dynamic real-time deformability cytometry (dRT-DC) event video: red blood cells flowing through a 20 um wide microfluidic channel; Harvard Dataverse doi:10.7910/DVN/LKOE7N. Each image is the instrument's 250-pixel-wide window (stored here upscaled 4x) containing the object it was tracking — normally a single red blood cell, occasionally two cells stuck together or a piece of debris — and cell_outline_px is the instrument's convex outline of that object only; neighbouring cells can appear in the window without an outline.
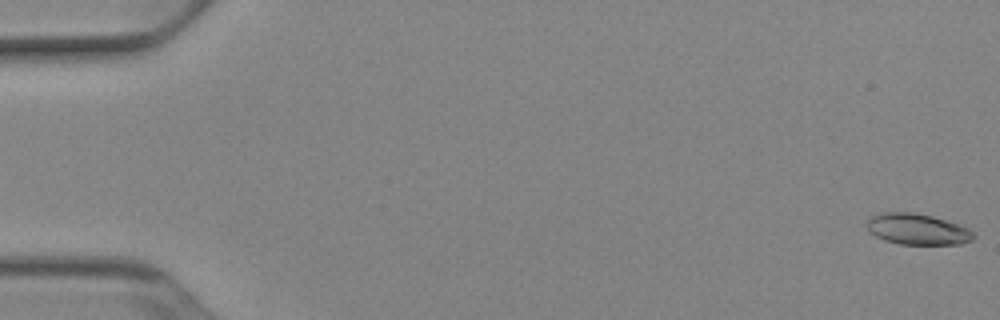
{"species": "Egyptian fruit bat (a non-hibernating species)", "species_latin": "Rousettus aegyptiacus", "temperature_condition": "cold", "stored_images_in_passage": 52, "camera_frame_rate_fps": 3000, "um_per_image_px": 0.085, "animal": {"sex": "female"}, "frame": {"image": 1, "passage_image": 1, "time_ms": 0.0, "image_size_px": [1000, 320], "cell_outline_px": [[976, 236], [972, 240], [960, 244], [900, 244], [884, 240], [868, 232], [868, 220], [872, 216], [884, 212], [912, 212], [932, 216], [968, 228]], "centroid_in_image_um": [77.97, 19.49], "position_along_channel_um": 7.0, "area_um2": 19.07}}
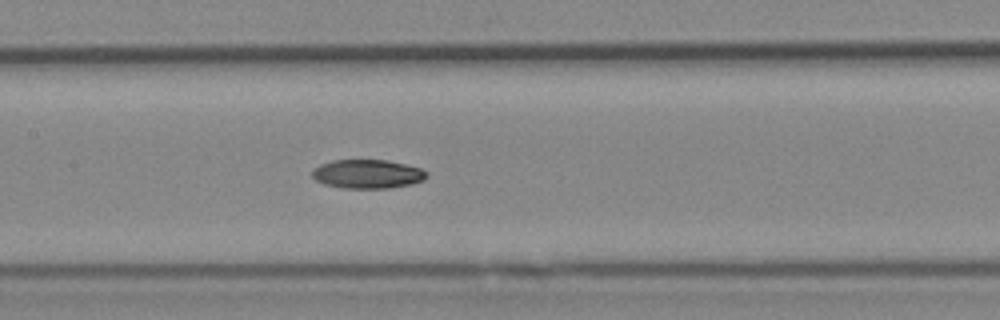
{"frame": {"image": 2, "passage_image": 26, "time_ms": 8.333, "image_size_px": [1000, 320], "cell_outline_px": [[428, 176], [424, 180], [412, 184], [388, 188], [344, 188], [324, 184], [316, 180], [312, 176], [312, 168], [320, 164], [332, 160], [388, 160], [420, 168], [428, 172]], "centroid_in_image_um": [31.23, 14.79], "position_along_channel_um": 176.2, "area_um2": 19.36}}
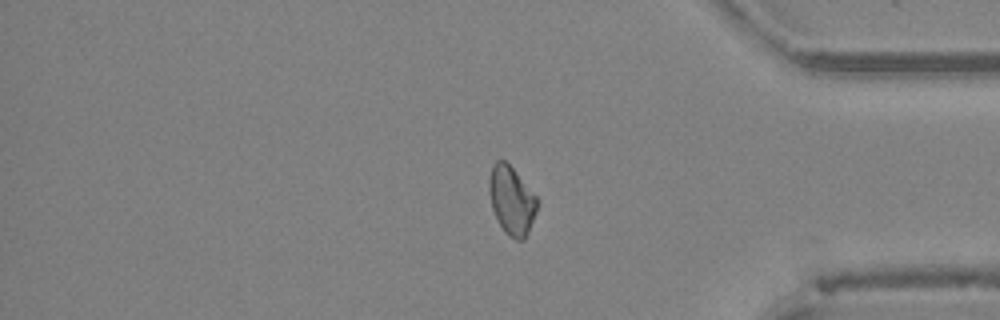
{"frame": {"image": 3, "passage_image": 44, "time_ms": 14.333, "image_size_px": [1000, 320], "cell_outline_px": [[540, 200], [536, 212], [528, 232], [524, 240], [516, 240], [508, 236], [504, 232], [492, 208], [488, 192], [488, 180], [492, 164], [496, 160], [504, 160], [516, 172]], "centroid_in_image_um": [43.48, 17.03], "position_along_channel_um": 391.7, "area_um2": 19.31}}